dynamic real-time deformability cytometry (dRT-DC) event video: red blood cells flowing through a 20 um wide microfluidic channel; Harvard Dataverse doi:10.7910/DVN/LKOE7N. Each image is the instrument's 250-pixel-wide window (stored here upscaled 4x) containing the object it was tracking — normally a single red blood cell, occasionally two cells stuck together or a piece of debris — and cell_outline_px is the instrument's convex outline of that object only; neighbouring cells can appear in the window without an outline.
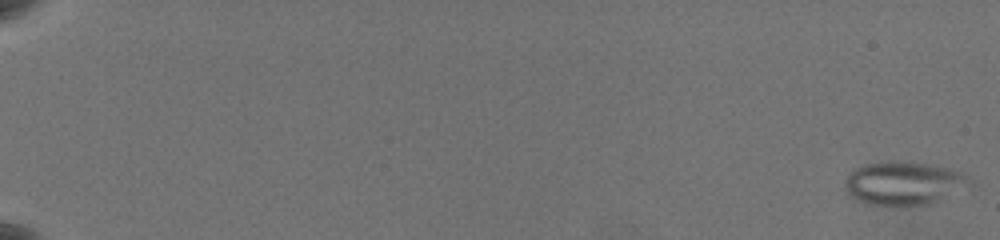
{"species": "common noctule bat (a hibernating species)", "species_latin": "Nyctalus noctula", "temperature_condition": "warm", "stored_images_in_passage": 63, "camera_frame_rate_fps": 3000, "um_per_image_px": 0.085, "animal": {"sex": "female", "body_mass_g": 19.5, "forearm_length_mm": 54.1}, "frame": {"image": 1, "passage_image": 1, "time_ms": 0.0, "image_size_px": [1000, 240], "cell_outline_px": [[976, 184], [972, 188], [940, 200], [928, 204], [880, 204], [860, 200], [848, 192], [844, 184], [844, 180], [856, 168], [864, 164], [892, 160], [896, 160], [928, 164], [960, 172]], "centroid_in_image_um": [76.92, 15.55], "position_along_channel_um": 8.1, "area_um2": 31.15}}
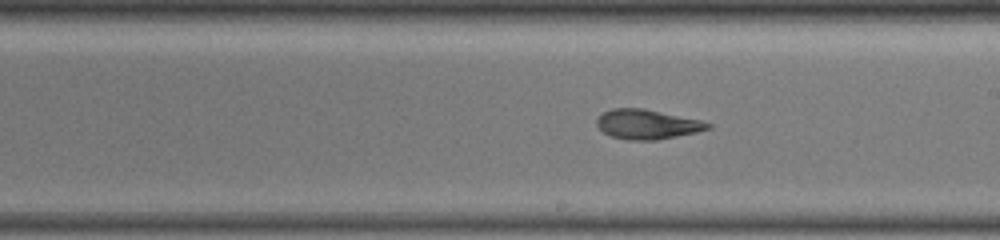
{"frame": {"image": 2, "passage_image": 40, "time_ms": 13.0, "image_size_px": [1000, 240], "cell_outline_px": [[712, 128], [696, 132], [656, 140], [628, 140], [612, 136], [604, 132], [596, 124], [596, 120], [604, 112], [612, 108], [644, 108], [700, 120], [712, 124]], "centroid_in_image_um": [55.02, 10.56], "position_along_channel_um": 234.0, "area_um2": 19.02}}
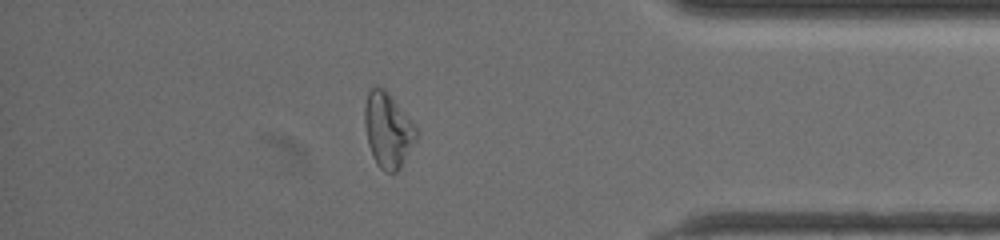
{"frame": {"image": 3, "passage_image": 56, "time_ms": 18.333, "image_size_px": [1000, 240], "cell_outline_px": [[420, 136], [400, 168], [396, 172], [384, 172], [376, 164], [372, 156], [368, 144], [364, 124], [364, 104], [368, 92], [372, 88], [384, 88], [416, 124], [420, 132]], "centroid_in_image_um": [33.01, 11.08], "position_along_channel_um": 402.2, "area_um2": 23.06}, "authors_computed_cell_mechanics": {"area_um2": 23.698, "velocity_mm_per_s": 3.5468, "shape_relaxation_time_tau1_ms": null, "shape_relaxation_time_tau2_ms": 2.5347, "deformation_change_tau1": null, "deformation_change_tau2": 0.1098}}